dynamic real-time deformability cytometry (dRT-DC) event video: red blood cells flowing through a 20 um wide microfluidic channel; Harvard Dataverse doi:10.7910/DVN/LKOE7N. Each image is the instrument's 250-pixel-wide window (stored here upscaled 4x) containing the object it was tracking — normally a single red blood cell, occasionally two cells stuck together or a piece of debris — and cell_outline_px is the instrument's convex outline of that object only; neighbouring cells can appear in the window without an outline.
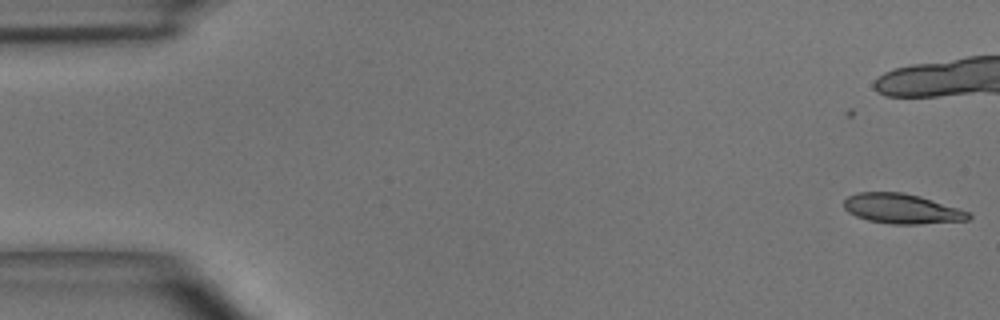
{"species": "common noctule bat (a hibernating species)", "species_latin": "Nyctalus noctula", "temperature_condition": "room temperature", "stored_images_in_passage": 40, "camera_frame_rate_fps": 3000, "um_per_image_px": 0.085, "animal": {"sex": "male", "body_mass_g": 15.6}, "frame": {"image": 1, "passage_image": 1, "time_ms": 0.0, "image_size_px": [1000, 320], "cell_outline_px": [[972, 216], [968, 220], [920, 224], [892, 224], [868, 220], [856, 216], [848, 212], [844, 208], [844, 200], [848, 196], [856, 192], [904, 192], [920, 196], [968, 212]], "centroid_in_image_um": [76.61, 17.74], "position_along_channel_um": 8.4, "area_um2": 21.56}, "authors_computed_cell_mechanics": {"area_um2": 22.5131, "velocity_mm_per_s": 4.042, "shape_relaxation_time_tau1_ms": 6.5345, "shape_relaxation_time_tau2_ms": 5.6722, "deformation_change_tau1": 0.2137, "deformation_change_tau2": 0.1675}}